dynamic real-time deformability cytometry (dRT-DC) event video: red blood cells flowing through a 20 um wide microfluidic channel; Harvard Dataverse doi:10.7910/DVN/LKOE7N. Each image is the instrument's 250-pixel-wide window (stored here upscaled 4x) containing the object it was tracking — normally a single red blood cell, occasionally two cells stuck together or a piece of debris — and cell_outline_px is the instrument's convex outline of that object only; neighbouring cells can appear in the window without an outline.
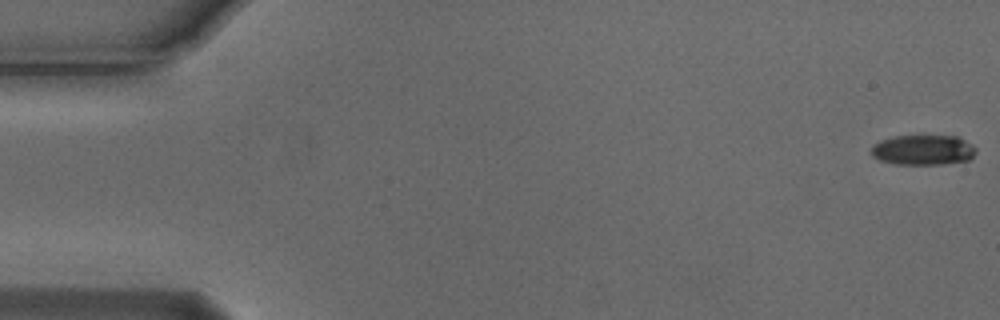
{"species": "Egyptian fruit bat (a non-hibernating species)", "species_latin": "Rousettus aegyptiacus", "temperature_condition": "cold", "stored_images_in_passage": 8, "camera_frame_rate_fps": 3000, "um_per_image_px": 0.085, "animal": {"sex": "male"}, "frame": {"image": 1, "passage_image": 1, "time_ms": 0.0, "image_size_px": [1000, 320], "cell_outline_px": [[976, 152], [968, 160], [940, 164], [896, 164], [880, 160], [872, 156], [872, 148], [880, 140], [896, 136], [956, 136], [964, 140], [976, 148]], "centroid_in_image_um": [78.46, 12.75], "position_along_channel_um": 6.5, "area_um2": 18.09}}
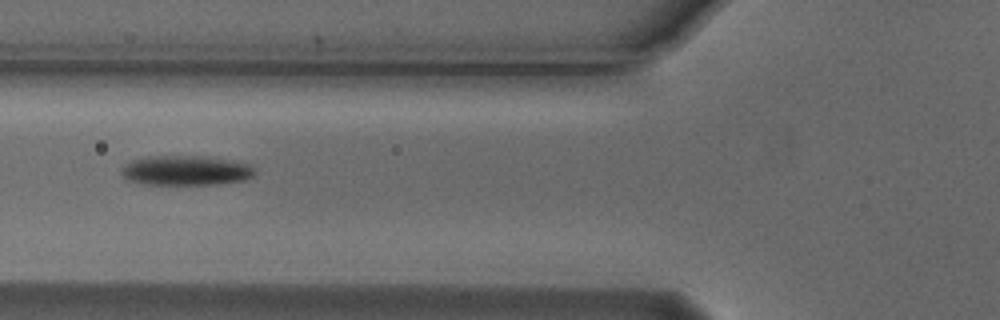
{"frame": {"image": 2, "passage_image": 6, "time_ms": 1.667, "image_size_px": [1000, 320], "cell_outline_px": [[256, 172], [252, 176], [244, 180], [216, 184], [144, 184], [128, 180], [120, 172], [132, 160], [148, 156], [208, 156], [248, 164], [256, 168]], "centroid_in_image_um": [15.83, 14.49], "position_along_channel_um": 110.0, "area_um2": 22.95}}
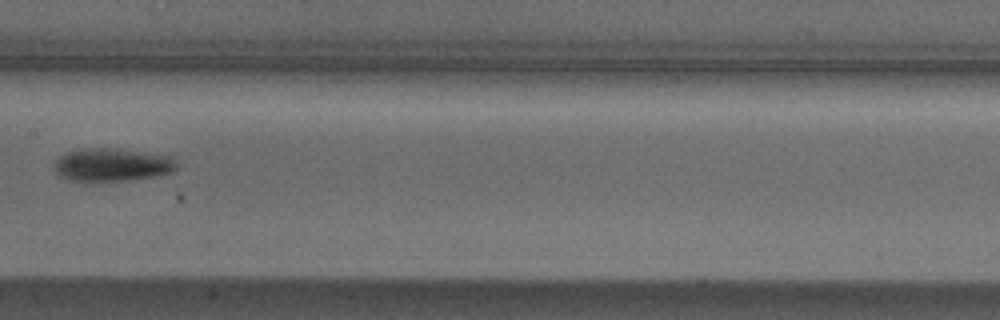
{"frame": {"image": 3, "passage_image": 8, "time_ms": 2.333, "image_size_px": [1000, 320], "cell_outline_px": [[176, 168], [172, 172], [152, 176], [128, 180], [72, 180], [60, 176], [56, 172], [56, 160], [60, 156], [68, 152], [80, 148], [108, 148], [172, 156], [176, 164]], "centroid_in_image_um": [9.53, 13.99], "position_along_channel_um": 197.9, "area_um2": 22.89}}